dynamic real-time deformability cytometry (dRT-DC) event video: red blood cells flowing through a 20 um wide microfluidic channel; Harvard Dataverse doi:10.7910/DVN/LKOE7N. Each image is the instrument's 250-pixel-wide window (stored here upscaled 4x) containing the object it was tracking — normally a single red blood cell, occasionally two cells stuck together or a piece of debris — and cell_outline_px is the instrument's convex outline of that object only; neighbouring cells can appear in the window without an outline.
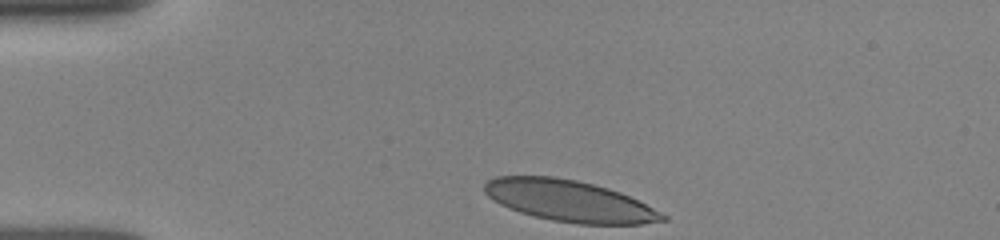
{"species": "human", "species_latin": "Homo sapiens", "temperature_condition": "room temperature", "stored_images_in_passage": 33, "camera_frame_rate_fps": 3000, "um_per_image_px": 0.085, "donor": {"sex": "female"}, "frame": {"image": 1, "passage_image": 1, "time_ms": 0.0, "image_size_px": [1000, 240], "cell_outline_px": [[668, 220], [640, 224], [580, 224], [552, 220], [520, 212], [508, 208], [500, 204], [488, 196], [484, 192], [484, 184], [488, 180], [496, 176], [552, 176], [576, 180], [608, 188], [620, 192], [668, 216]], "centroid_in_image_um": [48.37, 17.07], "position_along_channel_um": 36.6, "area_um2": 42.54}}
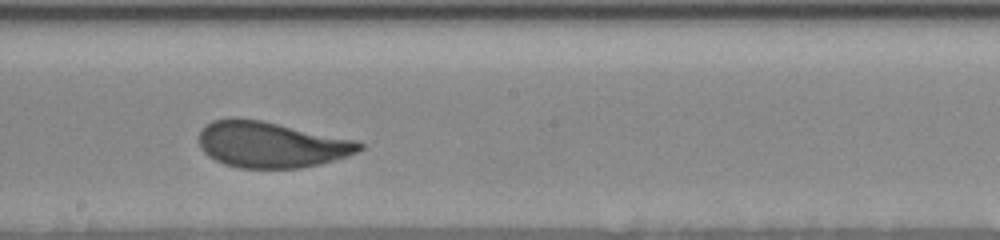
{"frame": {"image": 2, "passage_image": 19, "time_ms": 6.0, "image_size_px": [1000, 240], "cell_outline_px": [[364, 148], [356, 152], [320, 164], [300, 168], [240, 168], [224, 164], [208, 156], [200, 148], [200, 132], [204, 124], [212, 120], [228, 116], [260, 120], [356, 140], [364, 144]], "centroid_in_image_um": [22.99, 12.28], "position_along_channel_um": 225.2, "area_um2": 43.0}}
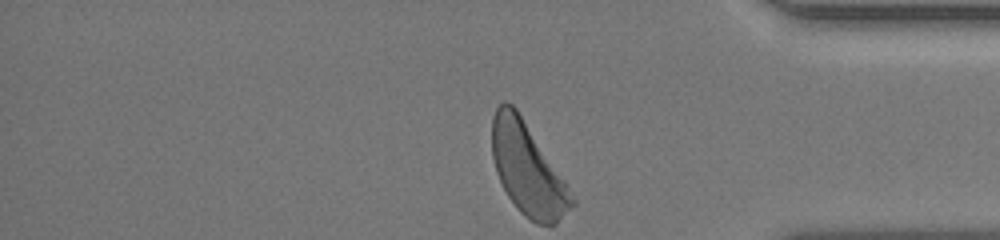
{"frame": {"image": 3, "passage_image": 33, "time_ms": 10.667, "image_size_px": [1000, 240], "cell_outline_px": [[576, 204], [556, 224], [536, 224], [524, 216], [516, 208], [508, 196], [496, 172], [492, 156], [492, 116], [496, 108], [504, 100], [512, 104], [516, 108], [564, 180], [576, 200]], "centroid_in_image_um": [44.84, 14.4], "position_along_channel_um": 390.4, "area_um2": 42.37}, "authors_computed_cell_mechanics": {"area_um2": 43.2922, "velocity_mm_per_s": 3.86, "shape_relaxation_time_tau1_ms": 2.9833, "shape_relaxation_time_tau2_ms": null, "deformation_change_tau1": 0.1365, "deformation_change_tau2": null}}